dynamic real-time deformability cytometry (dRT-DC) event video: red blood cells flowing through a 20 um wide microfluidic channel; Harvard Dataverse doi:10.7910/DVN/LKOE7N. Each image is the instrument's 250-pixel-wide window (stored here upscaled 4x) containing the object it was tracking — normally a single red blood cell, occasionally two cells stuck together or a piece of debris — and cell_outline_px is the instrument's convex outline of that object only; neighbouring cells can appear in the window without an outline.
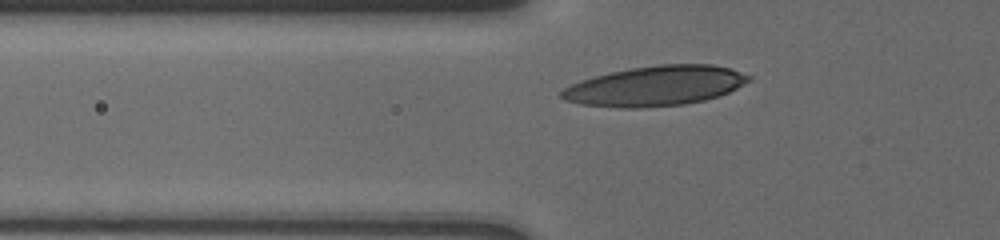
{"species": "human", "species_latin": "Homo sapiens", "temperature_condition": "cold", "stored_images_in_passage": 15, "camera_frame_rate_fps": 3000, "um_per_image_px": 0.085, "donor": {"sex": "male"}, "frame": {"image": 1, "passage_image": 2, "time_ms": 0.333, "image_size_px": [1000, 240], "cell_outline_px": [[752, 80], [728, 92], [704, 100], [684, 104], [640, 108], [620, 108], [580, 104], [564, 100], [560, 96], [560, 92], [564, 88], [580, 80], [608, 72], [632, 68], [660, 64], [712, 64], [732, 68], [752, 76]], "centroid_in_image_um": [55.7, 7.3], "position_along_channel_um": 70.1, "area_um2": 43.7}}
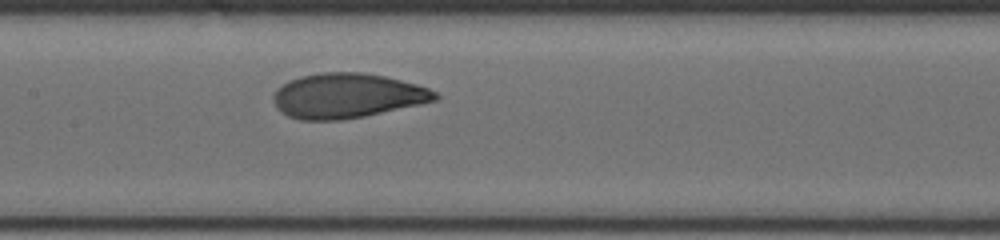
{"frame": {"image": 2, "passage_image": 8, "time_ms": 3.333, "image_size_px": [1000, 240], "cell_outline_px": [[440, 96], [436, 100], [364, 116], [340, 120], [300, 120], [288, 116], [280, 112], [276, 108], [272, 100], [272, 96], [276, 88], [300, 76], [320, 72], [364, 72], [384, 76], [416, 84], [428, 88], [436, 92]], "centroid_in_image_um": [29.45, 8.13], "position_along_channel_um": 177.9, "area_um2": 42.14}}
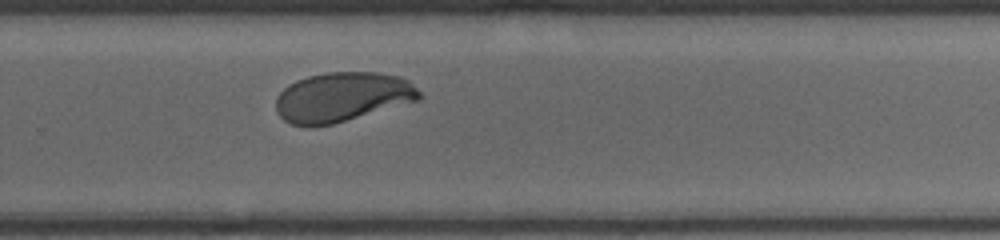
{"frame": {"image": 3, "passage_image": 15, "time_ms": 6.667, "image_size_px": [1000, 240], "cell_outline_px": [[424, 96], [420, 100], [332, 124], [308, 128], [288, 124], [276, 112], [276, 96], [288, 84], [296, 80], [308, 76], [324, 72], [376, 72], [400, 76], [408, 80]], "centroid_in_image_um": [29.07, 8.26], "position_along_channel_um": 300.7, "area_um2": 41.91}}